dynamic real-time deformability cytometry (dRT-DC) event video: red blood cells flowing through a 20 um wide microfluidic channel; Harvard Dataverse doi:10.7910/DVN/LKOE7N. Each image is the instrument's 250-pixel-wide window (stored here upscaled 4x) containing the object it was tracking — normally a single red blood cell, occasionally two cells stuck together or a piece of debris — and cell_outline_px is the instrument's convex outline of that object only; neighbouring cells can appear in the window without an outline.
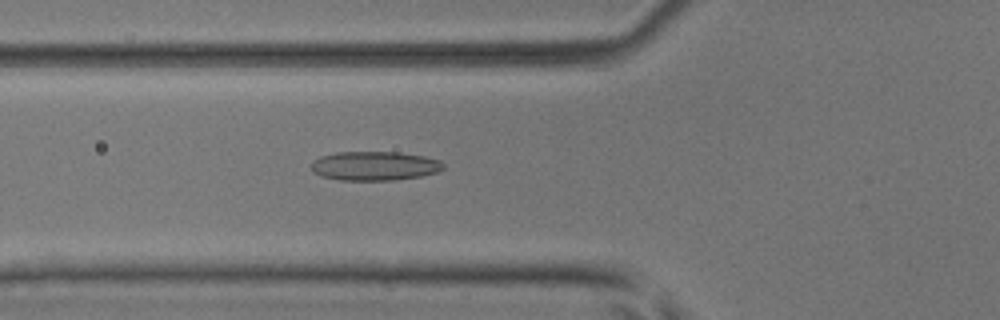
{"species": "common noctule bat (a hibernating species)", "species_latin": "Nyctalus noctula", "temperature_condition": "room temperature", "stored_images_in_passage": 40, "camera_frame_rate_fps": 3000, "um_per_image_px": 0.085, "animal": {"sex": "male", "body_mass_g": 17.9, "forearm_length_mm": 54.2}, "frame": {"image": 1, "passage_image": 8, "time_ms": 2.333, "image_size_px": [1000, 320], "cell_outline_px": [[444, 168], [436, 172], [420, 176], [392, 180], [340, 180], [320, 176], [312, 168], [312, 160], [320, 156], [336, 152], [400, 152], [424, 156], [440, 160], [444, 164]], "centroid_in_image_um": [31.84, 14.09], "position_along_channel_um": 94.0, "area_um2": 22.37}}
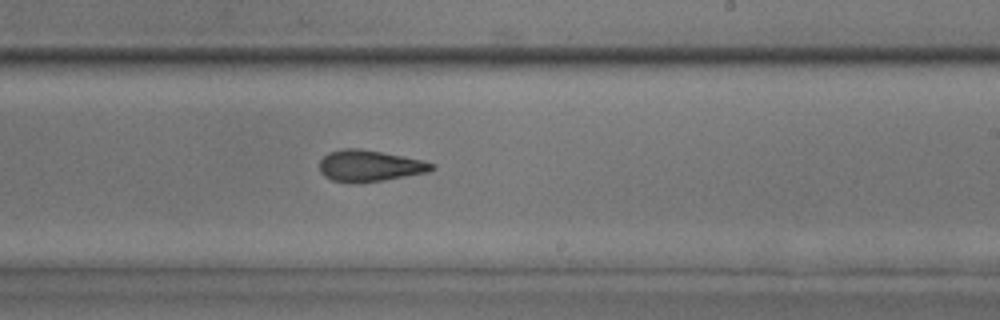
{"frame": {"image": 2, "passage_image": 20, "time_ms": 6.333, "image_size_px": [1000, 320], "cell_outline_px": [[436, 168], [428, 172], [384, 180], [332, 180], [324, 176], [320, 172], [320, 160], [328, 152], [340, 148], [360, 148], [424, 160], [436, 164]], "centroid_in_image_um": [31.46, 14.05], "position_along_channel_um": 257.5, "area_um2": 20.06}}
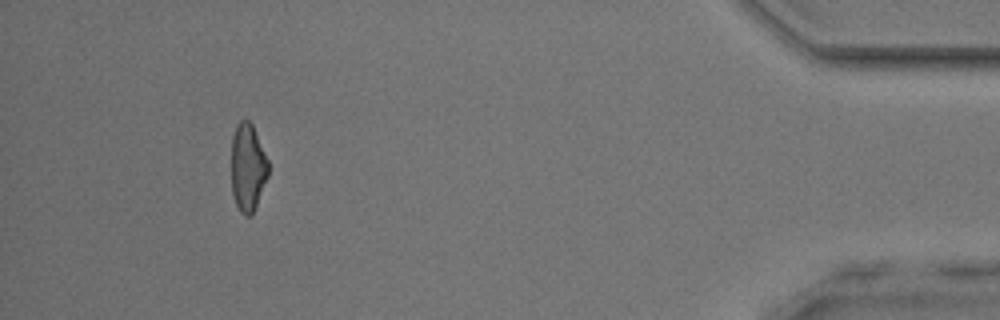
{"frame": {"image": 3, "passage_image": 36, "time_ms": 11.667, "image_size_px": [1000, 320], "cell_outline_px": [[268, 176], [252, 216], [244, 216], [240, 212], [236, 204], [232, 192], [232, 136], [236, 124], [240, 120], [248, 120], [252, 124], [268, 160]], "centroid_in_image_um": [21.06, 14.25], "position_along_channel_um": 414.1, "area_um2": 18.9}, "authors_computed_cell_mechanics": {"area_um2": 20.2589, "velocity_mm_per_s": 4.1024, "shape_relaxation_time_tau1_ms": null, "shape_relaxation_time_tau2_ms": 2.3278, "deformation_change_tau1": null, "deformation_change_tau2": 0.1089}}